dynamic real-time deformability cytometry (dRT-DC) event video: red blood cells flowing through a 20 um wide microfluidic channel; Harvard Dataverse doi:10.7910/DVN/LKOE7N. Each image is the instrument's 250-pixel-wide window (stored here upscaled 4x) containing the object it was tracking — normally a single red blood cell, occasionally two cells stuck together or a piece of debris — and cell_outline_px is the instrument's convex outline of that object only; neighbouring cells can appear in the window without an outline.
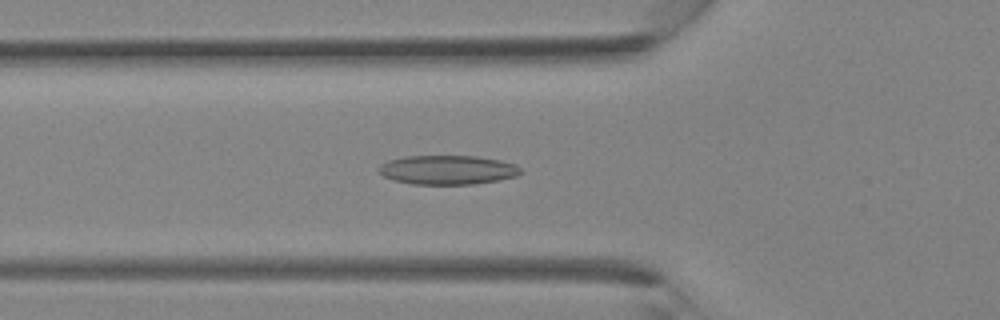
{"species": "Egyptian fruit bat (a non-hibernating species)", "species_latin": "Rousettus aegyptiacus", "temperature_condition": "room temperature", "stored_images_in_passage": 33, "camera_frame_rate_fps": 3000, "um_per_image_px": 0.085, "animal": {"sex": "female"}, "frame": {"image": 1, "passage_image": 11, "time_ms": 3.333, "image_size_px": [1000, 320], "cell_outline_px": [[524, 172], [516, 176], [500, 180], [472, 184], [412, 184], [396, 180], [384, 176], [380, 172], [380, 164], [388, 160], [404, 156], [476, 156], [500, 160], [516, 164]], "centroid_in_image_um": [38.09, 14.43], "position_along_channel_um": 87.7, "area_um2": 24.1}}
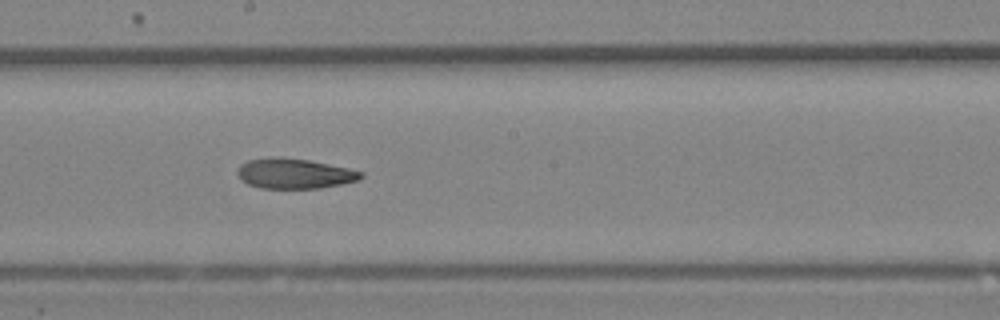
{"frame": {"image": 2, "passage_image": 18, "time_ms": 5.667, "image_size_px": [1000, 320], "cell_outline_px": [[364, 176], [360, 180], [320, 188], [260, 188], [248, 184], [236, 172], [240, 164], [248, 160], [276, 156], [308, 160], [348, 168], [364, 172]], "centroid_in_image_um": [25.04, 14.75], "position_along_channel_um": 223.2, "area_um2": 21.62}}
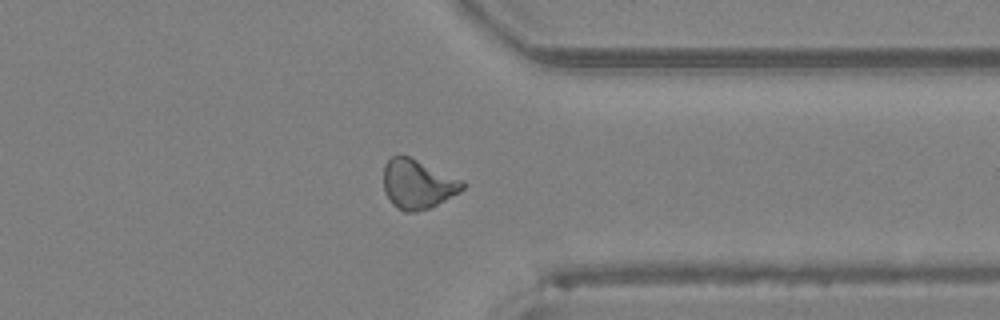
{"frame": {"image": 3, "passage_image": 26, "time_ms": 8.333, "image_size_px": [1000, 320], "cell_outline_px": [[464, 188], [460, 192], [428, 208], [416, 212], [404, 212], [396, 208], [392, 204], [384, 192], [384, 164], [392, 156], [408, 156], [464, 180]], "centroid_in_image_um": [35.49, 15.66], "position_along_channel_um": 375.9, "area_um2": 22.6}}